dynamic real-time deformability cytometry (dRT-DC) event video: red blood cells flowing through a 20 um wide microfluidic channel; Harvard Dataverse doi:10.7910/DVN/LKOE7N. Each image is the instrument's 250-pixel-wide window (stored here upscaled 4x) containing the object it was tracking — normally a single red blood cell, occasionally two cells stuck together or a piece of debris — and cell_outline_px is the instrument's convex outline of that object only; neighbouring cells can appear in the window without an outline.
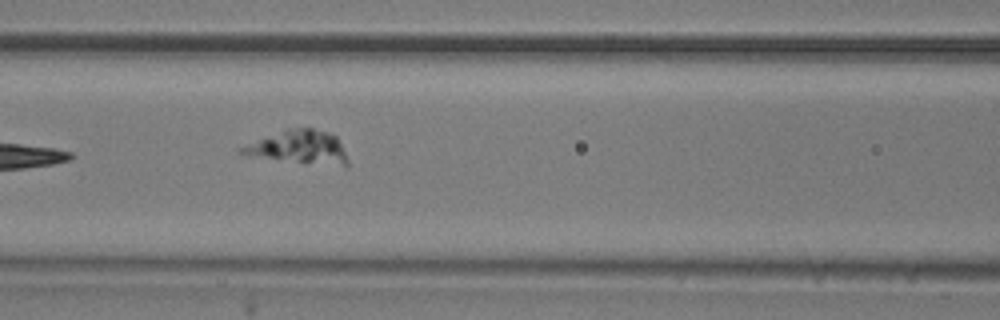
{"species": "common noctule bat (a hibernating species)", "species_latin": "Nyctalus noctula", "temperature_condition": "room temperature", "stored_images_in_passage": 7, "camera_frame_rate_fps": 3000, "um_per_image_px": 0.085, "animal": {"sex": "male", "body_mass_g": 20.5, "forearm_length_mm": 52.5}, "frame": {"image": 1, "passage_image": 7, "time_ms": 2.0, "image_size_px": [1000, 320], "cell_outline_px": [[348, 168], [344, 168], [236, 152], [240, 148], [288, 128], [312, 128], [336, 136], [348, 160]], "centroid_in_image_um": [25.56, 12.53], "position_along_channel_um": 141.0, "area_um2": 19.59}}